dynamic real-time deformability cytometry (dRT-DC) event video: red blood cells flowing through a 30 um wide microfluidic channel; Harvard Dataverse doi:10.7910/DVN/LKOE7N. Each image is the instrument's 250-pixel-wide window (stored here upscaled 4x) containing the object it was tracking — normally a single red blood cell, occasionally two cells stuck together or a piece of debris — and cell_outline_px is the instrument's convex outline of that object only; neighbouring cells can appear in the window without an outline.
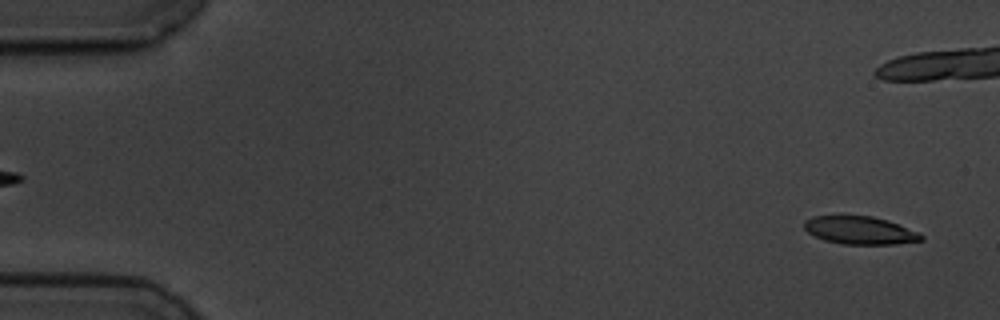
{"species": "common noctule bat (a hibernating species)", "species_latin": "Nyctalus noctula", "temperature_condition": "cold", "stored_images_in_passage": 58, "camera_frame_rate_fps": 3000, "um_per_image_px": 0.085, "animal": {"sex": "male", "body_mass_g": 19.5, "forearm_length_mm": 54.6}, "frame": {"image": 1, "passage_image": 2, "time_ms": 0.333, "image_size_px": [1000, 320], "cell_outline_px": [[924, 240], [896, 244], [844, 244], [824, 240], [808, 232], [804, 228], [804, 220], [812, 216], [872, 216], [888, 220], [920, 232], [924, 236]], "centroid_in_image_um": [73.13, 19.58], "position_along_channel_um": 11.9, "area_um2": 19.07}}
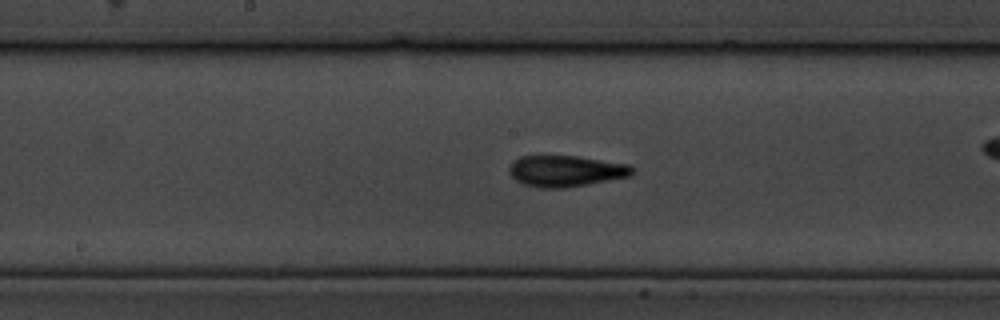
{"frame": {"image": 2, "passage_image": 29, "time_ms": 9.333, "image_size_px": [1000, 320], "cell_outline_px": [[636, 172], [632, 176], [588, 184], [564, 188], [540, 188], [524, 184], [516, 180], [508, 172], [508, 168], [512, 160], [520, 156], [576, 156], [628, 164]], "centroid_in_image_um": [48.08, 14.54], "position_along_channel_um": 200.1, "area_um2": 22.48}}
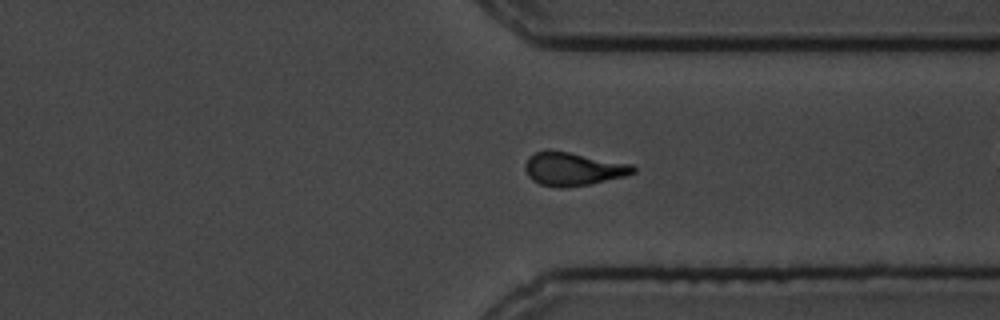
{"frame": {"image": 3, "passage_image": 43, "time_ms": 14.0, "image_size_px": [1000, 320], "cell_outline_px": [[636, 172], [628, 176], [588, 184], [564, 188], [560, 188], [540, 184], [532, 180], [528, 176], [524, 168], [524, 164], [528, 156], [536, 152], [548, 148], [632, 164], [636, 168]], "centroid_in_image_um": [48.69, 14.35], "position_along_channel_um": 362.7, "area_um2": 21.27}, "authors_computed_cell_mechanics": {"area_um2": 20.8369, "velocity_mm_per_s": 3.4888, "shape_relaxation_time_tau1_ms": 4.0351, "shape_relaxation_time_tau2_ms": 2.1775, "deformation_change_tau1": 0.1438, "deformation_change_tau2": 0.0897}}